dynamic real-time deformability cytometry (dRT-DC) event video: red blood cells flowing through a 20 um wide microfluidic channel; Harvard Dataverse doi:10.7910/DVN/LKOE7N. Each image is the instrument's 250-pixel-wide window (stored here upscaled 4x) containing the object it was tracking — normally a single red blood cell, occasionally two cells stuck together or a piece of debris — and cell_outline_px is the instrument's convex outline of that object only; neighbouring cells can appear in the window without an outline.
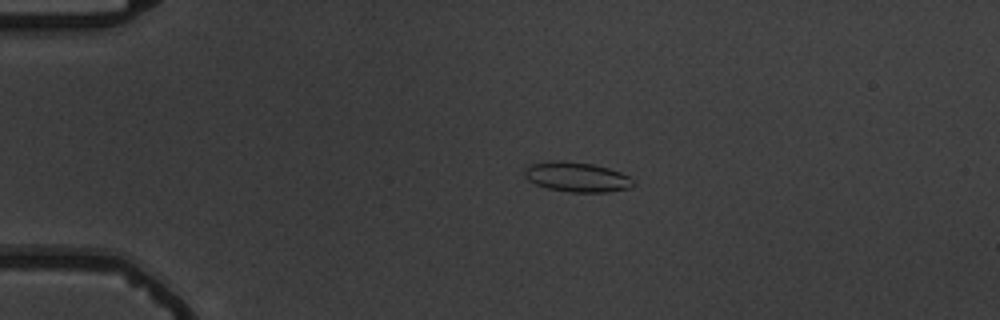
{"species": "common noctule bat (a hibernating species)", "species_latin": "Nyctalus noctula", "temperature_condition": "warm", "stored_images_in_passage": 5, "camera_frame_rate_fps": 3000, "um_per_image_px": 0.085, "animal": {"sex": "male", "body_mass_g": 19.5, "forearm_length_mm": 54.6}, "frame": {"image": 1, "passage_image": 3, "time_ms": 2.333, "image_size_px": [1000, 320], "cell_outline_px": [[636, 184], [632, 188], [604, 192], [568, 192], [548, 188], [536, 184], [528, 180], [524, 176], [524, 168], [532, 164], [556, 160], [564, 160], [592, 164], [608, 168], [620, 172], [628, 176]], "centroid_in_image_um": [49.03, 15.04], "position_along_channel_um": 36.0, "area_um2": 18.9}}
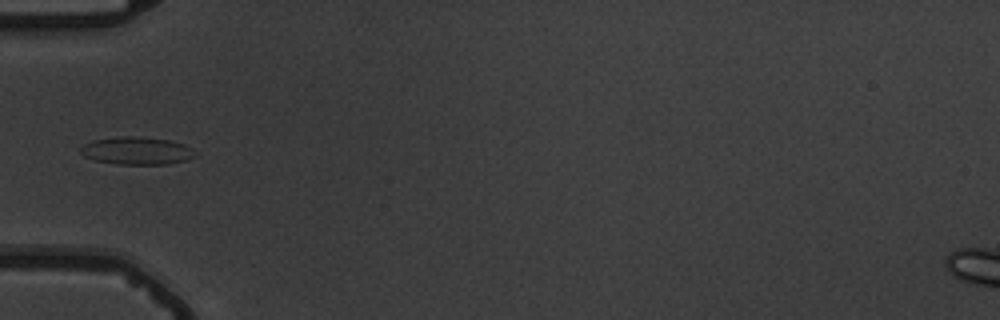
{"frame": {"image": 2, "passage_image": 5, "time_ms": 4.667, "image_size_px": [1000, 320], "cell_outline_px": [[196, 156], [188, 160], [168, 164], [116, 164], [96, 160], [84, 156], [80, 152], [80, 148], [84, 144], [92, 140], [120, 136], [136, 136], [168, 140], [184, 144], [192, 148], [196, 152]], "centroid_in_image_um": [11.64, 12.81], "position_along_channel_um": 73.4, "area_um2": 18.55}}